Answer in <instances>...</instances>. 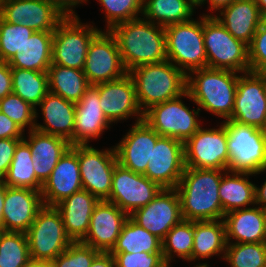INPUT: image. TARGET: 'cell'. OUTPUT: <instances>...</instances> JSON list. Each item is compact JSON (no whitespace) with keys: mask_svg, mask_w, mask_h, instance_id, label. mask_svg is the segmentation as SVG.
<instances>
[{"mask_svg":"<svg viewBox=\"0 0 266 267\" xmlns=\"http://www.w3.org/2000/svg\"><path fill=\"white\" fill-rule=\"evenodd\" d=\"M99 201L93 194L81 189L55 206L72 241H81L86 236L92 212Z\"/></svg>","mask_w":266,"mask_h":267,"instance_id":"obj_28","label":"cell"},{"mask_svg":"<svg viewBox=\"0 0 266 267\" xmlns=\"http://www.w3.org/2000/svg\"><path fill=\"white\" fill-rule=\"evenodd\" d=\"M109 31L117 41L127 72L140 65L167 60L165 27L140 17L121 22Z\"/></svg>","mask_w":266,"mask_h":267,"instance_id":"obj_2","label":"cell"},{"mask_svg":"<svg viewBox=\"0 0 266 267\" xmlns=\"http://www.w3.org/2000/svg\"><path fill=\"white\" fill-rule=\"evenodd\" d=\"M32 156L29 145L22 139L16 146L10 167L1 181L8 187L41 191L43 184L36 178Z\"/></svg>","mask_w":266,"mask_h":267,"instance_id":"obj_34","label":"cell"},{"mask_svg":"<svg viewBox=\"0 0 266 267\" xmlns=\"http://www.w3.org/2000/svg\"><path fill=\"white\" fill-rule=\"evenodd\" d=\"M255 205L266 211V180L260 187H255Z\"/></svg>","mask_w":266,"mask_h":267,"instance_id":"obj_52","label":"cell"},{"mask_svg":"<svg viewBox=\"0 0 266 267\" xmlns=\"http://www.w3.org/2000/svg\"><path fill=\"white\" fill-rule=\"evenodd\" d=\"M226 246V228L223 219L194 221L192 261L204 260L220 254L224 259Z\"/></svg>","mask_w":266,"mask_h":267,"instance_id":"obj_32","label":"cell"},{"mask_svg":"<svg viewBox=\"0 0 266 267\" xmlns=\"http://www.w3.org/2000/svg\"><path fill=\"white\" fill-rule=\"evenodd\" d=\"M249 50V66L251 72L266 73V37L259 27L253 36Z\"/></svg>","mask_w":266,"mask_h":267,"instance_id":"obj_46","label":"cell"},{"mask_svg":"<svg viewBox=\"0 0 266 267\" xmlns=\"http://www.w3.org/2000/svg\"><path fill=\"white\" fill-rule=\"evenodd\" d=\"M28 133V140L26 136L23 140L31 149L36 178L44 184L71 144L62 137L44 134L35 129Z\"/></svg>","mask_w":266,"mask_h":267,"instance_id":"obj_27","label":"cell"},{"mask_svg":"<svg viewBox=\"0 0 266 267\" xmlns=\"http://www.w3.org/2000/svg\"><path fill=\"white\" fill-rule=\"evenodd\" d=\"M35 31L17 23H7L0 17V61L8 62L22 52L27 39Z\"/></svg>","mask_w":266,"mask_h":267,"instance_id":"obj_41","label":"cell"},{"mask_svg":"<svg viewBox=\"0 0 266 267\" xmlns=\"http://www.w3.org/2000/svg\"><path fill=\"white\" fill-rule=\"evenodd\" d=\"M24 131L0 111V139H23Z\"/></svg>","mask_w":266,"mask_h":267,"instance_id":"obj_48","label":"cell"},{"mask_svg":"<svg viewBox=\"0 0 266 267\" xmlns=\"http://www.w3.org/2000/svg\"><path fill=\"white\" fill-rule=\"evenodd\" d=\"M78 160L83 189L100 201L108 200L118 163L115 148L100 151L90 145H78Z\"/></svg>","mask_w":266,"mask_h":267,"instance_id":"obj_14","label":"cell"},{"mask_svg":"<svg viewBox=\"0 0 266 267\" xmlns=\"http://www.w3.org/2000/svg\"><path fill=\"white\" fill-rule=\"evenodd\" d=\"M129 217L163 241L168 231L183 219L176 189L162 188L153 200Z\"/></svg>","mask_w":266,"mask_h":267,"instance_id":"obj_16","label":"cell"},{"mask_svg":"<svg viewBox=\"0 0 266 267\" xmlns=\"http://www.w3.org/2000/svg\"><path fill=\"white\" fill-rule=\"evenodd\" d=\"M100 31L79 17L64 18L53 31L52 64L83 70L88 46Z\"/></svg>","mask_w":266,"mask_h":267,"instance_id":"obj_9","label":"cell"},{"mask_svg":"<svg viewBox=\"0 0 266 267\" xmlns=\"http://www.w3.org/2000/svg\"><path fill=\"white\" fill-rule=\"evenodd\" d=\"M53 31H35L26 42L22 52L9 61L11 68L47 72L52 64Z\"/></svg>","mask_w":266,"mask_h":267,"instance_id":"obj_30","label":"cell"},{"mask_svg":"<svg viewBox=\"0 0 266 267\" xmlns=\"http://www.w3.org/2000/svg\"><path fill=\"white\" fill-rule=\"evenodd\" d=\"M266 73L245 72L239 75L234 108L228 120L265 131Z\"/></svg>","mask_w":266,"mask_h":267,"instance_id":"obj_12","label":"cell"},{"mask_svg":"<svg viewBox=\"0 0 266 267\" xmlns=\"http://www.w3.org/2000/svg\"><path fill=\"white\" fill-rule=\"evenodd\" d=\"M160 135L145 121L137 122L114 146L118 163L135 173L144 175L152 149Z\"/></svg>","mask_w":266,"mask_h":267,"instance_id":"obj_20","label":"cell"},{"mask_svg":"<svg viewBox=\"0 0 266 267\" xmlns=\"http://www.w3.org/2000/svg\"><path fill=\"white\" fill-rule=\"evenodd\" d=\"M167 60L186 75L207 67L203 38V15L198 20L171 24L165 27Z\"/></svg>","mask_w":266,"mask_h":267,"instance_id":"obj_7","label":"cell"},{"mask_svg":"<svg viewBox=\"0 0 266 267\" xmlns=\"http://www.w3.org/2000/svg\"><path fill=\"white\" fill-rule=\"evenodd\" d=\"M185 166L196 169L228 171L229 153L227 132L221 123L219 128H203L184 143Z\"/></svg>","mask_w":266,"mask_h":267,"instance_id":"obj_11","label":"cell"},{"mask_svg":"<svg viewBox=\"0 0 266 267\" xmlns=\"http://www.w3.org/2000/svg\"><path fill=\"white\" fill-rule=\"evenodd\" d=\"M26 233L4 231L0 236V267H24L30 260Z\"/></svg>","mask_w":266,"mask_h":267,"instance_id":"obj_39","label":"cell"},{"mask_svg":"<svg viewBox=\"0 0 266 267\" xmlns=\"http://www.w3.org/2000/svg\"><path fill=\"white\" fill-rule=\"evenodd\" d=\"M12 93L36 108L49 92L48 73L11 68Z\"/></svg>","mask_w":266,"mask_h":267,"instance_id":"obj_37","label":"cell"},{"mask_svg":"<svg viewBox=\"0 0 266 267\" xmlns=\"http://www.w3.org/2000/svg\"><path fill=\"white\" fill-rule=\"evenodd\" d=\"M6 185L0 180V226L2 227L3 221V204L5 199Z\"/></svg>","mask_w":266,"mask_h":267,"instance_id":"obj_55","label":"cell"},{"mask_svg":"<svg viewBox=\"0 0 266 267\" xmlns=\"http://www.w3.org/2000/svg\"><path fill=\"white\" fill-rule=\"evenodd\" d=\"M49 4H51L57 11H59L64 18L68 17H78L75 10L73 11V7L78 4L86 3L88 0H46Z\"/></svg>","mask_w":266,"mask_h":267,"instance_id":"obj_49","label":"cell"},{"mask_svg":"<svg viewBox=\"0 0 266 267\" xmlns=\"http://www.w3.org/2000/svg\"><path fill=\"white\" fill-rule=\"evenodd\" d=\"M122 252L162 253V241L129 217L122 227L115 246L110 251L113 256Z\"/></svg>","mask_w":266,"mask_h":267,"instance_id":"obj_36","label":"cell"},{"mask_svg":"<svg viewBox=\"0 0 266 267\" xmlns=\"http://www.w3.org/2000/svg\"><path fill=\"white\" fill-rule=\"evenodd\" d=\"M3 205V230L26 233L44 203L41 191L6 186Z\"/></svg>","mask_w":266,"mask_h":267,"instance_id":"obj_23","label":"cell"},{"mask_svg":"<svg viewBox=\"0 0 266 267\" xmlns=\"http://www.w3.org/2000/svg\"><path fill=\"white\" fill-rule=\"evenodd\" d=\"M229 153L228 171L257 175L266 171V132L254 126L225 120Z\"/></svg>","mask_w":266,"mask_h":267,"instance_id":"obj_5","label":"cell"},{"mask_svg":"<svg viewBox=\"0 0 266 267\" xmlns=\"http://www.w3.org/2000/svg\"><path fill=\"white\" fill-rule=\"evenodd\" d=\"M26 236L32 259L52 261L73 242L55 206L44 205L39 210Z\"/></svg>","mask_w":266,"mask_h":267,"instance_id":"obj_10","label":"cell"},{"mask_svg":"<svg viewBox=\"0 0 266 267\" xmlns=\"http://www.w3.org/2000/svg\"><path fill=\"white\" fill-rule=\"evenodd\" d=\"M41 109L43 124L35 121V130L68 140L73 146L75 127V103L48 92L38 105Z\"/></svg>","mask_w":266,"mask_h":267,"instance_id":"obj_26","label":"cell"},{"mask_svg":"<svg viewBox=\"0 0 266 267\" xmlns=\"http://www.w3.org/2000/svg\"><path fill=\"white\" fill-rule=\"evenodd\" d=\"M99 91L100 107L104 116L112 124L120 120L137 116V122L143 120L144 113L139 107L135 86L129 73L123 77L93 85Z\"/></svg>","mask_w":266,"mask_h":267,"instance_id":"obj_18","label":"cell"},{"mask_svg":"<svg viewBox=\"0 0 266 267\" xmlns=\"http://www.w3.org/2000/svg\"><path fill=\"white\" fill-rule=\"evenodd\" d=\"M238 72L201 68L191 71L187 75V91L189 99L199 109L228 120L234 108L237 90ZM194 74V75H193Z\"/></svg>","mask_w":266,"mask_h":267,"instance_id":"obj_3","label":"cell"},{"mask_svg":"<svg viewBox=\"0 0 266 267\" xmlns=\"http://www.w3.org/2000/svg\"><path fill=\"white\" fill-rule=\"evenodd\" d=\"M259 27L265 32L266 37V13L261 14Z\"/></svg>","mask_w":266,"mask_h":267,"instance_id":"obj_57","label":"cell"},{"mask_svg":"<svg viewBox=\"0 0 266 267\" xmlns=\"http://www.w3.org/2000/svg\"><path fill=\"white\" fill-rule=\"evenodd\" d=\"M193 244L194 221L182 219L168 231L162 241V254L165 263L170 264L174 254L180 259L182 258L191 262Z\"/></svg>","mask_w":266,"mask_h":267,"instance_id":"obj_38","label":"cell"},{"mask_svg":"<svg viewBox=\"0 0 266 267\" xmlns=\"http://www.w3.org/2000/svg\"><path fill=\"white\" fill-rule=\"evenodd\" d=\"M194 9L189 0H143L141 17L166 27L191 20Z\"/></svg>","mask_w":266,"mask_h":267,"instance_id":"obj_35","label":"cell"},{"mask_svg":"<svg viewBox=\"0 0 266 267\" xmlns=\"http://www.w3.org/2000/svg\"><path fill=\"white\" fill-rule=\"evenodd\" d=\"M128 218L129 215L114 203L99 201L92 212L88 232L81 241L101 252H110Z\"/></svg>","mask_w":266,"mask_h":267,"instance_id":"obj_21","label":"cell"},{"mask_svg":"<svg viewBox=\"0 0 266 267\" xmlns=\"http://www.w3.org/2000/svg\"><path fill=\"white\" fill-rule=\"evenodd\" d=\"M116 267H164L162 253H117L114 256Z\"/></svg>","mask_w":266,"mask_h":267,"instance_id":"obj_45","label":"cell"},{"mask_svg":"<svg viewBox=\"0 0 266 267\" xmlns=\"http://www.w3.org/2000/svg\"><path fill=\"white\" fill-rule=\"evenodd\" d=\"M4 232L3 227L0 226V236Z\"/></svg>","mask_w":266,"mask_h":267,"instance_id":"obj_60","label":"cell"},{"mask_svg":"<svg viewBox=\"0 0 266 267\" xmlns=\"http://www.w3.org/2000/svg\"><path fill=\"white\" fill-rule=\"evenodd\" d=\"M184 143L160 136L144 175L161 188H176L185 170Z\"/></svg>","mask_w":266,"mask_h":267,"instance_id":"obj_17","label":"cell"},{"mask_svg":"<svg viewBox=\"0 0 266 267\" xmlns=\"http://www.w3.org/2000/svg\"><path fill=\"white\" fill-rule=\"evenodd\" d=\"M128 73L143 113L151 106L177 98L187 91V75L169 60L140 65Z\"/></svg>","mask_w":266,"mask_h":267,"instance_id":"obj_4","label":"cell"},{"mask_svg":"<svg viewBox=\"0 0 266 267\" xmlns=\"http://www.w3.org/2000/svg\"><path fill=\"white\" fill-rule=\"evenodd\" d=\"M189 3L194 7L201 6L202 4L205 3V0H189Z\"/></svg>","mask_w":266,"mask_h":267,"instance_id":"obj_58","label":"cell"},{"mask_svg":"<svg viewBox=\"0 0 266 267\" xmlns=\"http://www.w3.org/2000/svg\"><path fill=\"white\" fill-rule=\"evenodd\" d=\"M182 97L189 98V92L177 98L151 106L144 112L145 121L160 136L171 137L185 143L201 127L198 122L200 109L189 110Z\"/></svg>","mask_w":266,"mask_h":267,"instance_id":"obj_8","label":"cell"},{"mask_svg":"<svg viewBox=\"0 0 266 267\" xmlns=\"http://www.w3.org/2000/svg\"><path fill=\"white\" fill-rule=\"evenodd\" d=\"M219 169H196L186 167L175 188L183 219L211 221L224 219L219 197L222 173Z\"/></svg>","mask_w":266,"mask_h":267,"instance_id":"obj_1","label":"cell"},{"mask_svg":"<svg viewBox=\"0 0 266 267\" xmlns=\"http://www.w3.org/2000/svg\"><path fill=\"white\" fill-rule=\"evenodd\" d=\"M219 13V16H212H215L235 39L249 46L260 26L261 12L255 1L234 0Z\"/></svg>","mask_w":266,"mask_h":267,"instance_id":"obj_29","label":"cell"},{"mask_svg":"<svg viewBox=\"0 0 266 267\" xmlns=\"http://www.w3.org/2000/svg\"><path fill=\"white\" fill-rule=\"evenodd\" d=\"M36 109L14 93L0 99V111L14 121L24 132L27 125L29 131L35 129V121L39 114Z\"/></svg>","mask_w":266,"mask_h":267,"instance_id":"obj_42","label":"cell"},{"mask_svg":"<svg viewBox=\"0 0 266 267\" xmlns=\"http://www.w3.org/2000/svg\"><path fill=\"white\" fill-rule=\"evenodd\" d=\"M254 1L259 7L261 14L266 13V0H254Z\"/></svg>","mask_w":266,"mask_h":267,"instance_id":"obj_56","label":"cell"},{"mask_svg":"<svg viewBox=\"0 0 266 267\" xmlns=\"http://www.w3.org/2000/svg\"><path fill=\"white\" fill-rule=\"evenodd\" d=\"M100 252L82 241H73L51 262L53 267H90Z\"/></svg>","mask_w":266,"mask_h":267,"instance_id":"obj_44","label":"cell"},{"mask_svg":"<svg viewBox=\"0 0 266 267\" xmlns=\"http://www.w3.org/2000/svg\"><path fill=\"white\" fill-rule=\"evenodd\" d=\"M12 93V74L8 62L0 61V99Z\"/></svg>","mask_w":266,"mask_h":267,"instance_id":"obj_50","label":"cell"},{"mask_svg":"<svg viewBox=\"0 0 266 267\" xmlns=\"http://www.w3.org/2000/svg\"><path fill=\"white\" fill-rule=\"evenodd\" d=\"M83 71L90 85L113 81L128 73L109 30H101L90 42Z\"/></svg>","mask_w":266,"mask_h":267,"instance_id":"obj_13","label":"cell"},{"mask_svg":"<svg viewBox=\"0 0 266 267\" xmlns=\"http://www.w3.org/2000/svg\"><path fill=\"white\" fill-rule=\"evenodd\" d=\"M203 38L208 68L250 71L248 45L235 39L212 14H203Z\"/></svg>","mask_w":266,"mask_h":267,"instance_id":"obj_6","label":"cell"},{"mask_svg":"<svg viewBox=\"0 0 266 267\" xmlns=\"http://www.w3.org/2000/svg\"><path fill=\"white\" fill-rule=\"evenodd\" d=\"M171 265H169V263H166L164 267H170ZM210 265H208L206 262L205 263H198L196 264L195 267H209ZM194 267V266H193Z\"/></svg>","mask_w":266,"mask_h":267,"instance_id":"obj_59","label":"cell"},{"mask_svg":"<svg viewBox=\"0 0 266 267\" xmlns=\"http://www.w3.org/2000/svg\"><path fill=\"white\" fill-rule=\"evenodd\" d=\"M24 267H53L52 262L49 260L32 259L26 263Z\"/></svg>","mask_w":266,"mask_h":267,"instance_id":"obj_54","label":"cell"},{"mask_svg":"<svg viewBox=\"0 0 266 267\" xmlns=\"http://www.w3.org/2000/svg\"><path fill=\"white\" fill-rule=\"evenodd\" d=\"M224 259L231 267H266V242L227 243Z\"/></svg>","mask_w":266,"mask_h":267,"instance_id":"obj_40","label":"cell"},{"mask_svg":"<svg viewBox=\"0 0 266 267\" xmlns=\"http://www.w3.org/2000/svg\"><path fill=\"white\" fill-rule=\"evenodd\" d=\"M223 220L227 243H233L234 239V243L266 242V211L261 207L233 210Z\"/></svg>","mask_w":266,"mask_h":267,"instance_id":"obj_25","label":"cell"},{"mask_svg":"<svg viewBox=\"0 0 266 267\" xmlns=\"http://www.w3.org/2000/svg\"><path fill=\"white\" fill-rule=\"evenodd\" d=\"M22 139H0V180L7 173L12 162L16 146Z\"/></svg>","mask_w":266,"mask_h":267,"instance_id":"obj_47","label":"cell"},{"mask_svg":"<svg viewBox=\"0 0 266 267\" xmlns=\"http://www.w3.org/2000/svg\"><path fill=\"white\" fill-rule=\"evenodd\" d=\"M100 104L99 91L93 85L75 104L73 146L89 145L90 139L100 137L104 130L110 128L111 123L104 116Z\"/></svg>","mask_w":266,"mask_h":267,"instance_id":"obj_24","label":"cell"},{"mask_svg":"<svg viewBox=\"0 0 266 267\" xmlns=\"http://www.w3.org/2000/svg\"><path fill=\"white\" fill-rule=\"evenodd\" d=\"M90 267H116L114 256L110 252H100Z\"/></svg>","mask_w":266,"mask_h":267,"instance_id":"obj_51","label":"cell"},{"mask_svg":"<svg viewBox=\"0 0 266 267\" xmlns=\"http://www.w3.org/2000/svg\"><path fill=\"white\" fill-rule=\"evenodd\" d=\"M47 73L49 92L75 104L91 86L83 70L51 64Z\"/></svg>","mask_w":266,"mask_h":267,"instance_id":"obj_33","label":"cell"},{"mask_svg":"<svg viewBox=\"0 0 266 267\" xmlns=\"http://www.w3.org/2000/svg\"><path fill=\"white\" fill-rule=\"evenodd\" d=\"M83 189L79 160L78 145L71 146L59 159L50 177L42 186L41 195L46 206L58 203Z\"/></svg>","mask_w":266,"mask_h":267,"instance_id":"obj_22","label":"cell"},{"mask_svg":"<svg viewBox=\"0 0 266 267\" xmlns=\"http://www.w3.org/2000/svg\"><path fill=\"white\" fill-rule=\"evenodd\" d=\"M0 17L34 31H54L64 16L46 0H2Z\"/></svg>","mask_w":266,"mask_h":267,"instance_id":"obj_19","label":"cell"},{"mask_svg":"<svg viewBox=\"0 0 266 267\" xmlns=\"http://www.w3.org/2000/svg\"><path fill=\"white\" fill-rule=\"evenodd\" d=\"M248 176L253 174L223 172L218 193L224 214L255 205L256 185L248 179Z\"/></svg>","mask_w":266,"mask_h":267,"instance_id":"obj_31","label":"cell"},{"mask_svg":"<svg viewBox=\"0 0 266 267\" xmlns=\"http://www.w3.org/2000/svg\"><path fill=\"white\" fill-rule=\"evenodd\" d=\"M161 187L145 175L115 165L110 196L107 201L131 215L136 209L146 206L161 191Z\"/></svg>","mask_w":266,"mask_h":267,"instance_id":"obj_15","label":"cell"},{"mask_svg":"<svg viewBox=\"0 0 266 267\" xmlns=\"http://www.w3.org/2000/svg\"><path fill=\"white\" fill-rule=\"evenodd\" d=\"M234 0H205V3H209V9L211 11H221L226 8Z\"/></svg>","mask_w":266,"mask_h":267,"instance_id":"obj_53","label":"cell"},{"mask_svg":"<svg viewBox=\"0 0 266 267\" xmlns=\"http://www.w3.org/2000/svg\"><path fill=\"white\" fill-rule=\"evenodd\" d=\"M103 6L107 29L130 20L140 18L143 14V0H97Z\"/></svg>","mask_w":266,"mask_h":267,"instance_id":"obj_43","label":"cell"}]
</instances>
